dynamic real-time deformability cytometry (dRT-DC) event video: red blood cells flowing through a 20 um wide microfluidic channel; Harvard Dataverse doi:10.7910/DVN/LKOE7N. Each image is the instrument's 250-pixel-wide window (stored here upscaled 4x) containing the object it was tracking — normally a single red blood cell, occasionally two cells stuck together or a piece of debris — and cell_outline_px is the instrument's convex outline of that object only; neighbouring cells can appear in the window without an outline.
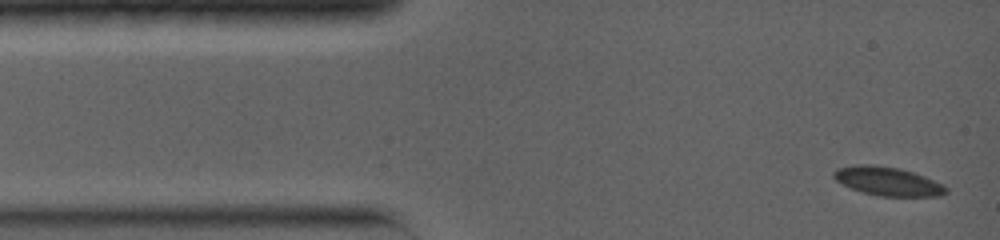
{"species": "common noctule bat (a hibernating species)", "species_latin": "Nyctalus noctula", "temperature_condition": "warm", "stored_images_in_passage": 44, "camera_frame_rate_fps": 5000, "um_per_image_px": 0.085, "animal": {"sex": "female", "body_mass_g": 19.0, "forearm_length_mm": 56.7}, "frame": {"image": 1, "passage_image": 1, "time_ms": 0.0, "image_size_px": [1000, 240], "cell_outline_px": [[948, 192], [936, 196], [880, 196], [864, 192], [852, 188], [836, 180], [832, 176], [832, 172], [836, 168], [860, 164], [872, 164], [900, 168], [924, 176], [944, 184], [948, 188]], "centroid_in_image_um": [75.47, 15.39], "position_along_channel_um": 9.5, "area_um2": 18.73}}
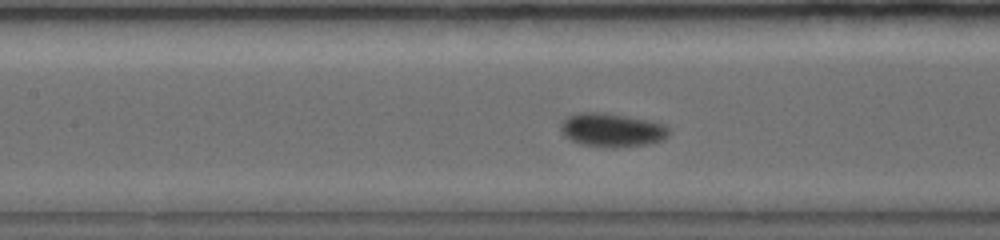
{"frame": {"image": 2, "passage_image": 19, "time_ms": 5.6, "image_size_px": [1000, 240], "cell_outline_px": [[668, 136], [664, 140], [648, 144], [616, 148], [608, 148], [580, 144], [564, 136], [560, 128], [560, 124], [572, 112], [604, 112], [628, 116], [648, 120], [664, 124], [668, 128]], "centroid_in_image_um": [51.99, 11.05], "position_along_channel_um": 155.4, "area_um2": 21.56}}
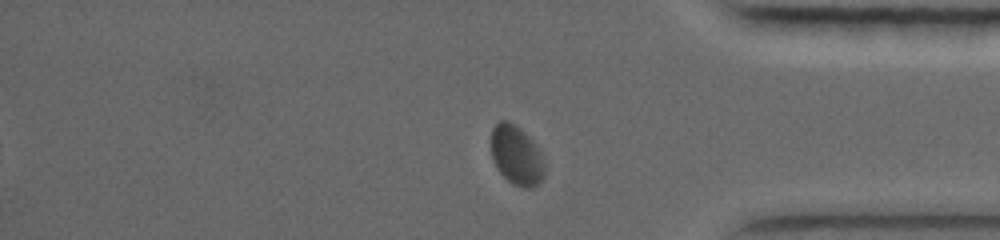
{"frame": {"image": 3, "passage_image": 39, "time_ms": 12.0, "image_size_px": [1000, 240], "cell_outline_px": [[544, 176], [540, 184], [532, 188], [524, 188], [512, 184], [496, 168], [492, 160], [492, 128], [500, 120], [508, 120], [520, 128], [540, 148], [544, 160]], "centroid_in_image_um": [43.93, 13.22], "position_along_channel_um": 391.3, "area_um2": 18.79}, "authors_computed_cell_mechanics": {"area_um2": 19.652, "velocity_mm_per_s": 3.8668, "shape_relaxation_time_tau1_ms": 2.0247, "shape_relaxation_time_tau2_ms": null, "deformation_change_tau1": 0.0758, "deformation_change_tau2": null}}